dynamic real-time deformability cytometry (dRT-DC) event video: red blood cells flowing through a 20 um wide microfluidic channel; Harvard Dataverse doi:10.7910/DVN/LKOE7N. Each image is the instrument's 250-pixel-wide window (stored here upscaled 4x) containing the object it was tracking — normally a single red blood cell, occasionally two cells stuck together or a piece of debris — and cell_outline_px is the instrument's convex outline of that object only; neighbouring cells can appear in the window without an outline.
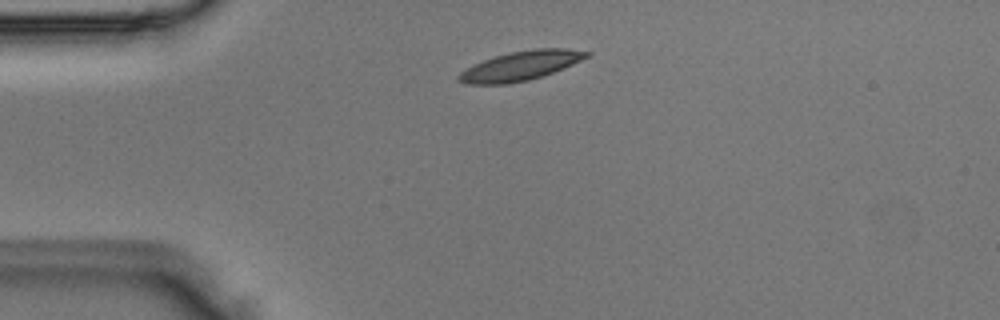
{"species": "Egyptian fruit bat (a non-hibernating species)", "species_latin": "Rousettus aegyptiacus", "temperature_condition": "room temperature", "stored_images_in_passage": 4, "camera_frame_rate_fps": 3000, "um_per_image_px": 0.085, "animal": {"sex": "male"}, "frame": {"image": 1, "passage_image": 1, "time_ms": 0.0, "image_size_px": [1000, 320], "cell_outline_px": [[592, 52], [588, 56], [572, 64], [552, 72], [528, 80], [508, 84], [468, 84], [460, 80], [456, 76], [460, 72], [484, 60], [496, 56], [512, 52], [536, 48], [568, 48]], "centroid_in_image_um": [44.27, 5.59], "position_along_channel_um": 40.7, "area_um2": 21.33}}
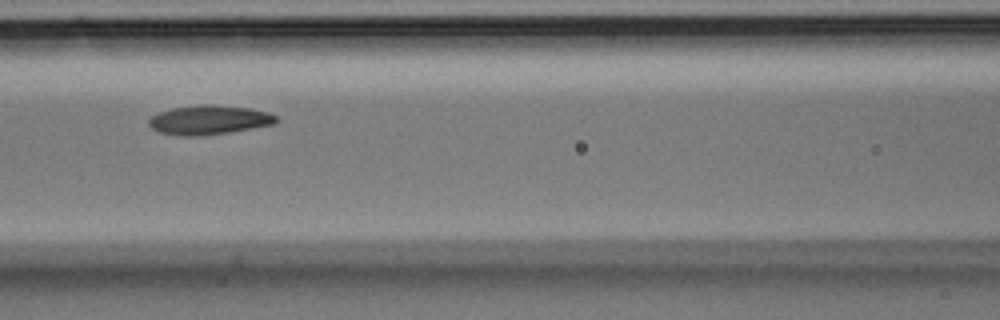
{"frame": {"image": 2, "passage_image": 4, "time_ms": 1.0, "image_size_px": [1000, 320], "cell_outline_px": [[280, 120], [276, 124], [228, 132], [200, 136], [184, 136], [160, 132], [152, 128], [148, 124], [148, 120], [152, 116], [160, 112], [172, 108], [200, 104], [212, 104], [248, 108], [268, 112], [276, 116]], "centroid_in_image_um": [17.79, 10.19], "position_along_channel_um": 148.8, "area_um2": 21.68}}